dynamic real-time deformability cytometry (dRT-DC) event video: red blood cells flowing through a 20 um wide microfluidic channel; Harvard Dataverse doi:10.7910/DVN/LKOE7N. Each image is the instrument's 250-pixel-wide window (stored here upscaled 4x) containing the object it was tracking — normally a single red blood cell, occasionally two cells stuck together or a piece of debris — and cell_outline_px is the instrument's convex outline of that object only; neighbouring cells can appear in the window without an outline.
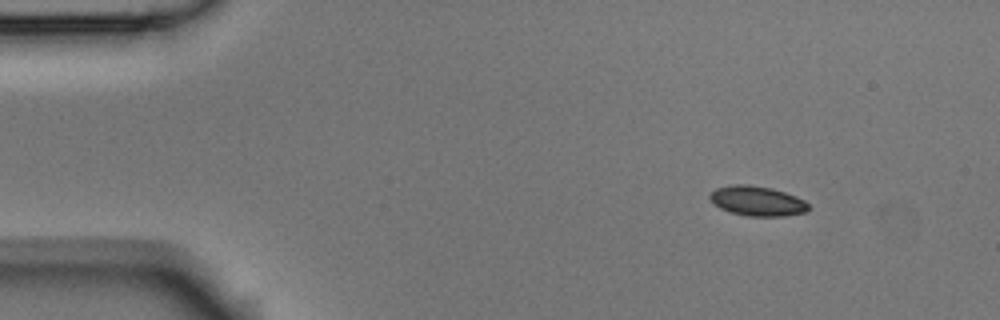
{"species": "Egyptian fruit bat (a non-hibernating species)", "species_latin": "Rousettus aegyptiacus", "temperature_condition": "room temperature", "stored_images_in_passage": 7, "camera_frame_rate_fps": 3000, "um_per_image_px": 0.085, "animal": {"sex": "male"}, "frame": {"image": 1, "passage_image": 1, "time_ms": 0.0, "image_size_px": [1000, 320], "cell_outline_px": [[808, 212], [784, 216], [748, 216], [732, 212], [720, 208], [708, 196], [716, 188], [732, 184], [748, 184], [772, 188], [796, 196], [804, 200], [808, 204]], "centroid_in_image_um": [64.39, 17.08], "position_along_channel_um": 20.6, "area_um2": 17.05}}
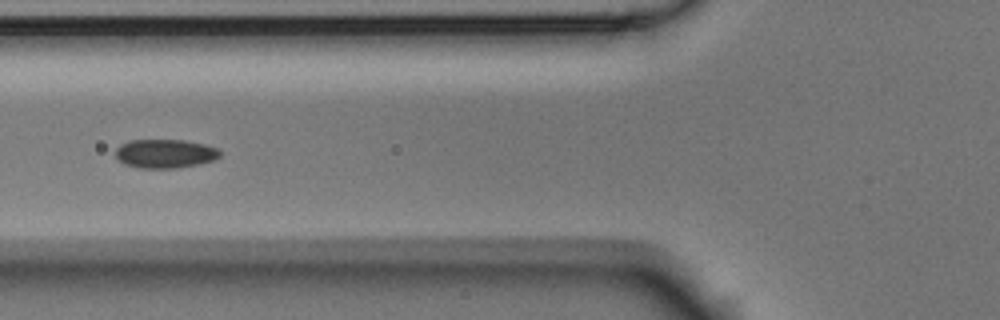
{"frame": {"image": 2, "passage_image": 5, "time_ms": 1.333, "image_size_px": [1000, 320], "cell_outline_px": [[220, 156], [216, 160], [176, 168], [140, 168], [124, 164], [116, 156], [116, 148], [120, 144], [128, 140], [184, 140], [204, 144], [220, 148]], "centroid_in_image_um": [14.04, 13.05], "position_along_channel_um": 111.8, "area_um2": 17.63}}
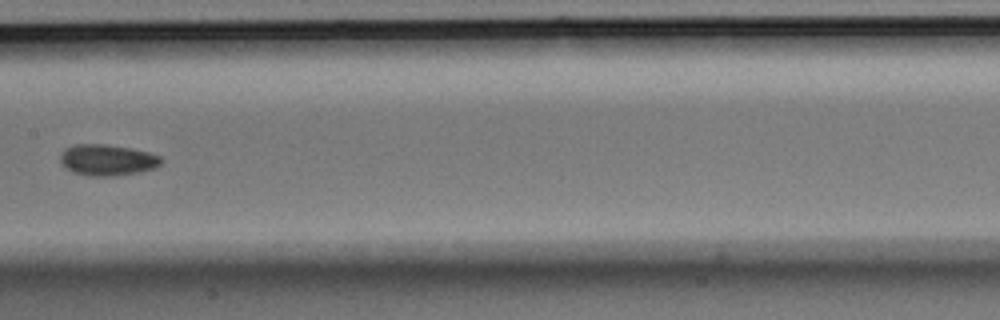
{"frame": {"image": 3, "passage_image": 7, "time_ms": 2.0, "image_size_px": [1000, 320], "cell_outline_px": [[164, 160], [156, 168], [140, 172], [112, 176], [88, 176], [72, 172], [60, 164], [60, 156], [64, 148], [76, 144], [104, 144], [132, 148], [148, 152], [160, 156]], "centroid_in_image_um": [9.12, 13.6], "position_along_channel_um": 198.3, "area_um2": 18.55}}